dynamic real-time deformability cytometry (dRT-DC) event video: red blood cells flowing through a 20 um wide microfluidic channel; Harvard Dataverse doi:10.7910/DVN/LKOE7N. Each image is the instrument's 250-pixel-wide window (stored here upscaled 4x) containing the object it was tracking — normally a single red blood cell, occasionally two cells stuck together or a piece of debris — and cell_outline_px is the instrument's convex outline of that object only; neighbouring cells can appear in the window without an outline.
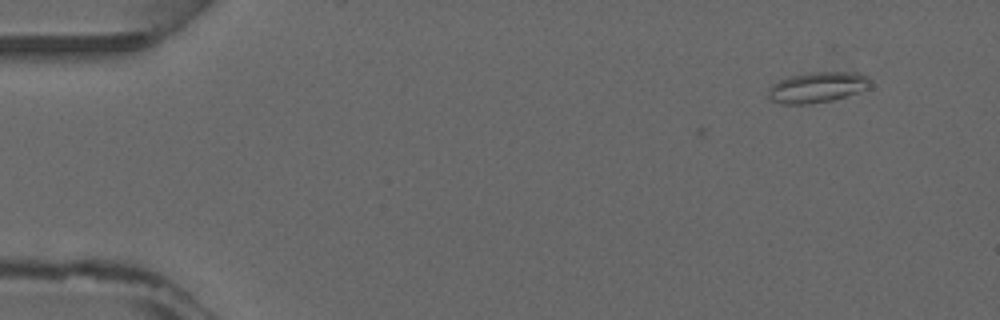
{"species": "common noctule bat (a hibernating species)", "species_latin": "Nyctalus noctula", "temperature_condition": "warm", "stored_images_in_passage": 3, "camera_frame_rate_fps": 3000, "um_per_image_px": 0.085, "animal": {"sex": "male", "forearm_length_mm": 52.5}, "frame": {"image": 1, "passage_image": 1, "time_ms": 0.0, "image_size_px": [1000, 320], "cell_outline_px": [[872, 84], [856, 92], [832, 100], [808, 104], [780, 104], [772, 100], [768, 96], [768, 88], [772, 84], [788, 76], [808, 72], [856, 72], [868, 76], [872, 80]], "centroid_in_image_um": [69.44, 7.4], "position_along_channel_um": 15.6, "area_um2": 18.21}}